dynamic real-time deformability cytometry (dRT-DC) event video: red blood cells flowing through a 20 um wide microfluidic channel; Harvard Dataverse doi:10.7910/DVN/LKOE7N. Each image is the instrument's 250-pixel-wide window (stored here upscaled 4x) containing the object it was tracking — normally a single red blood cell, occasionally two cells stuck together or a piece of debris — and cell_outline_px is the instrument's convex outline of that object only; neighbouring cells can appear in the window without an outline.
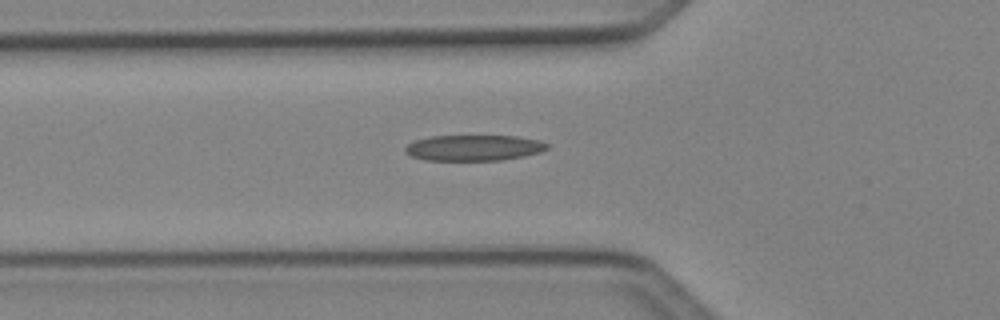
{"species": "Egyptian fruit bat (a non-hibernating species)", "species_latin": "Rousettus aegyptiacus", "temperature_condition": "cold", "stored_images_in_passage": 4, "camera_frame_rate_fps": 3000, "um_per_image_px": 0.085, "animal": {"sex": "female"}, "frame": {"image": 1, "passage_image": 4, "time_ms": 1.0, "image_size_px": [1000, 320], "cell_outline_px": [[548, 148], [540, 152], [524, 156], [500, 160], [428, 160], [412, 156], [404, 152], [404, 148], [408, 144], [416, 140], [428, 136], [516, 136], [540, 140], [548, 144]], "centroid_in_image_um": [40.27, 12.56], "position_along_channel_um": 85.5, "area_um2": 21.27}}